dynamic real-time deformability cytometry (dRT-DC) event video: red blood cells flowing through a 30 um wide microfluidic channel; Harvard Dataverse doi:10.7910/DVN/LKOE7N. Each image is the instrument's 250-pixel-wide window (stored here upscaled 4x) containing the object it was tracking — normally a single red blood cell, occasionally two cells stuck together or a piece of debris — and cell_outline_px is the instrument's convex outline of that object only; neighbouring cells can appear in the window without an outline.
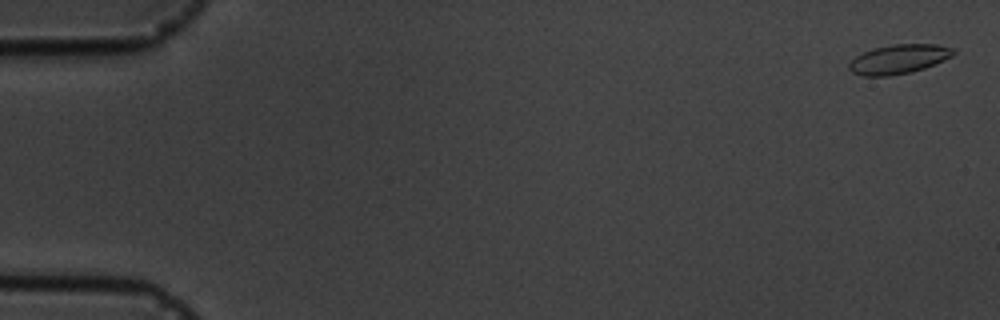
{"species": "common noctule bat (a hibernating species)", "species_latin": "Nyctalus noctula", "temperature_condition": "cold", "stored_images_in_passage": 18, "segment_of_instrument_passage": [1, 2], "camera_frame_rate_fps": 3000, "um_per_image_px": 0.085, "animal": {"sex": "male", "body_mass_g": 19.5, "forearm_length_mm": 54.6}, "frame": {"image": 1, "passage_image": 1, "time_ms": 0.0, "image_size_px": [1000, 320], "cell_outline_px": [[956, 52], [952, 56], [944, 60], [924, 68], [912, 72], [888, 76], [864, 76], [852, 72], [848, 68], [848, 64], [856, 56], [872, 48], [892, 44], [936, 44], [956, 48]], "centroid_in_image_um": [76.41, 5.02], "position_along_channel_um": 8.6, "area_um2": 17.92}}
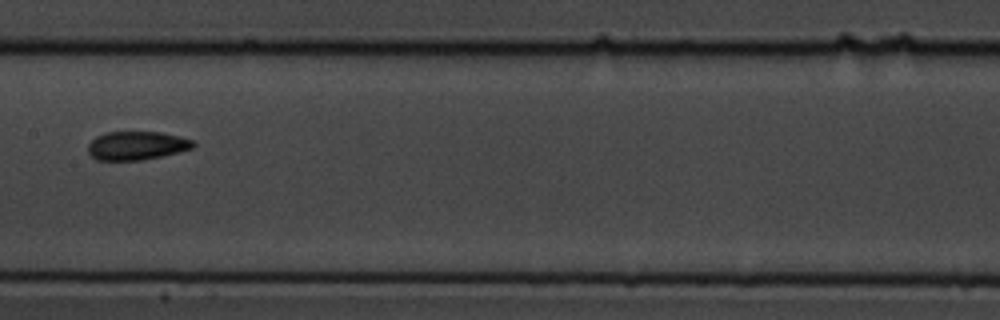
{"frame": {"image": 2, "passage_image": 9, "time_ms": 9.333, "image_size_px": [1000, 320], "cell_outline_px": [[196, 144], [192, 148], [160, 156], [140, 160], [96, 160], [88, 152], [88, 144], [96, 136], [104, 132], [160, 132], [180, 136], [192, 140]], "centroid_in_image_um": [11.59, 12.37], "position_along_channel_um": 195.8, "area_um2": 17.4}}
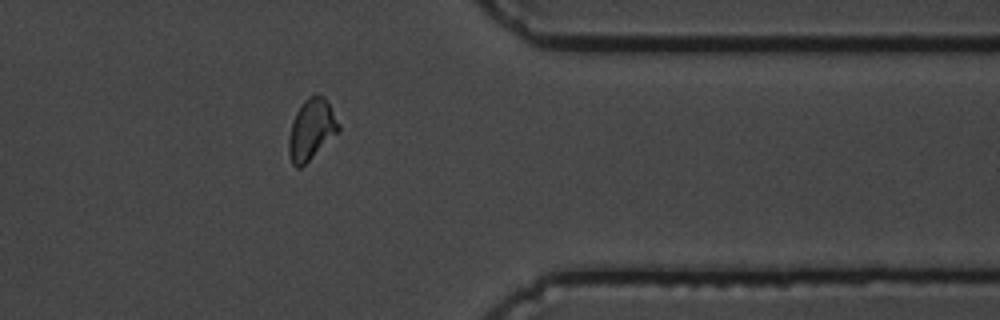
{"frame": {"image": 3, "passage_image": 14, "time_ms": 15.0, "image_size_px": [1000, 320], "cell_outline_px": [[340, 132], [300, 168], [296, 168], [292, 164], [288, 152], [288, 140], [292, 120], [296, 112], [304, 100], [308, 96], [324, 96], [340, 124]], "centroid_in_image_um": [26.47, 11.03], "position_along_channel_um": 384.9, "area_um2": 17.69}}